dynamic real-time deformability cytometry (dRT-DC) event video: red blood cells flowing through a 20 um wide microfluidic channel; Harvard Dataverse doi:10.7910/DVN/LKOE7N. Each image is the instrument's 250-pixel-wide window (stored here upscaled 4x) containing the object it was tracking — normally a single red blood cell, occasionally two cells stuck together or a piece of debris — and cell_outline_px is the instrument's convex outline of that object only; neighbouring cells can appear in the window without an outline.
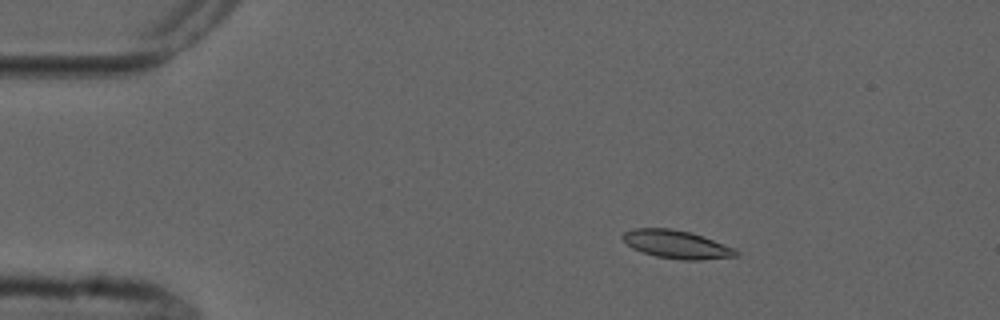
{"species": "common noctule bat (a hibernating species)", "species_latin": "Nyctalus noctula", "temperature_condition": "cold", "stored_images_in_passage": 3, "camera_frame_rate_fps": 3000, "um_per_image_px": 0.085, "animal": {"sex": "male", "forearm_length_mm": 52.5}, "frame": {"image": 1, "passage_image": 2, "time_ms": 2.0, "image_size_px": [1000, 320], "cell_outline_px": [[740, 256], [700, 260], [680, 260], [656, 256], [632, 248], [620, 236], [624, 232], [632, 228], [672, 228], [692, 232], [704, 236], [736, 248], [740, 252]], "centroid_in_image_um": [57.57, 20.77], "position_along_channel_um": 27.4, "area_um2": 18.9}}